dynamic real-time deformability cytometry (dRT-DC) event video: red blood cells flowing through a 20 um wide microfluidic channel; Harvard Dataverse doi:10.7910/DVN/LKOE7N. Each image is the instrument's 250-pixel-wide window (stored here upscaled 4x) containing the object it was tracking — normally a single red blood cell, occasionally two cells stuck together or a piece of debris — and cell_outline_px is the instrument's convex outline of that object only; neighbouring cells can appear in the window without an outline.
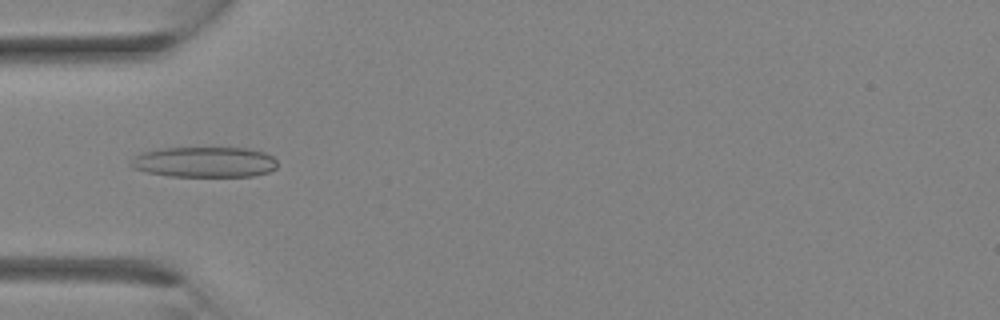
{"species": "Egyptian fruit bat (a non-hibernating species)", "species_latin": "Rousettus aegyptiacus", "temperature_condition": "room temperature", "stored_images_in_passage": 2, "camera_frame_rate_fps": 3000, "um_per_image_px": 0.085, "animal": {"sex": "female"}, "frame": {"image": 1, "passage_image": 2, "time_ms": 1.0, "image_size_px": [1000, 320], "cell_outline_px": [[276, 168], [268, 172], [252, 176], [168, 176], [148, 172], [132, 168], [128, 164], [132, 156], [144, 152], [164, 148], [248, 148], [264, 152], [272, 156], [276, 160]], "centroid_in_image_um": [17.35, 13.77], "position_along_channel_um": 67.6, "area_um2": 26.07}}